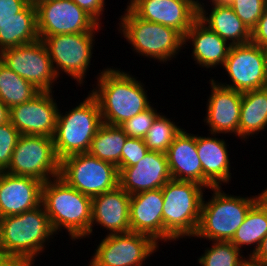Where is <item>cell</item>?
<instances>
[{"mask_svg": "<svg viewBox=\"0 0 267 266\" xmlns=\"http://www.w3.org/2000/svg\"><path fill=\"white\" fill-rule=\"evenodd\" d=\"M211 199L203 198L200 222L194 237L210 241H230L258 202V196L229 195L222 187H211Z\"/></svg>", "mask_w": 267, "mask_h": 266, "instance_id": "obj_5", "label": "cell"}, {"mask_svg": "<svg viewBox=\"0 0 267 266\" xmlns=\"http://www.w3.org/2000/svg\"><path fill=\"white\" fill-rule=\"evenodd\" d=\"M163 204L161 188L131 195L130 232L149 235L157 243L163 241Z\"/></svg>", "mask_w": 267, "mask_h": 266, "instance_id": "obj_22", "label": "cell"}, {"mask_svg": "<svg viewBox=\"0 0 267 266\" xmlns=\"http://www.w3.org/2000/svg\"><path fill=\"white\" fill-rule=\"evenodd\" d=\"M223 69L232 81L216 80L223 87L240 93L267 87V50L251 42L231 45Z\"/></svg>", "mask_w": 267, "mask_h": 266, "instance_id": "obj_13", "label": "cell"}, {"mask_svg": "<svg viewBox=\"0 0 267 266\" xmlns=\"http://www.w3.org/2000/svg\"><path fill=\"white\" fill-rule=\"evenodd\" d=\"M54 92H39L31 100L10 109L9 121L21 135L53 137L59 108Z\"/></svg>", "mask_w": 267, "mask_h": 266, "instance_id": "obj_16", "label": "cell"}, {"mask_svg": "<svg viewBox=\"0 0 267 266\" xmlns=\"http://www.w3.org/2000/svg\"><path fill=\"white\" fill-rule=\"evenodd\" d=\"M244 266H267V265H263V264L257 263V262H255V261H253L251 258H248V259L246 260Z\"/></svg>", "mask_w": 267, "mask_h": 266, "instance_id": "obj_44", "label": "cell"}, {"mask_svg": "<svg viewBox=\"0 0 267 266\" xmlns=\"http://www.w3.org/2000/svg\"><path fill=\"white\" fill-rule=\"evenodd\" d=\"M100 72L89 93L98 102L103 123L120 126L151 106L145 85L130 72L115 67Z\"/></svg>", "mask_w": 267, "mask_h": 266, "instance_id": "obj_1", "label": "cell"}, {"mask_svg": "<svg viewBox=\"0 0 267 266\" xmlns=\"http://www.w3.org/2000/svg\"><path fill=\"white\" fill-rule=\"evenodd\" d=\"M128 136L120 126L102 123L91 141L88 153L121 167L122 149Z\"/></svg>", "mask_w": 267, "mask_h": 266, "instance_id": "obj_28", "label": "cell"}, {"mask_svg": "<svg viewBox=\"0 0 267 266\" xmlns=\"http://www.w3.org/2000/svg\"><path fill=\"white\" fill-rule=\"evenodd\" d=\"M54 234L42 204L21 214L0 218V255L35 259L44 252Z\"/></svg>", "mask_w": 267, "mask_h": 266, "instance_id": "obj_4", "label": "cell"}, {"mask_svg": "<svg viewBox=\"0 0 267 266\" xmlns=\"http://www.w3.org/2000/svg\"><path fill=\"white\" fill-rule=\"evenodd\" d=\"M149 149L145 145L144 139L128 137L122 149L121 167L136 165L145 157Z\"/></svg>", "mask_w": 267, "mask_h": 266, "instance_id": "obj_36", "label": "cell"}, {"mask_svg": "<svg viewBox=\"0 0 267 266\" xmlns=\"http://www.w3.org/2000/svg\"><path fill=\"white\" fill-rule=\"evenodd\" d=\"M230 241H212L211 248L198 258L201 266H244L248 257Z\"/></svg>", "mask_w": 267, "mask_h": 266, "instance_id": "obj_31", "label": "cell"}, {"mask_svg": "<svg viewBox=\"0 0 267 266\" xmlns=\"http://www.w3.org/2000/svg\"><path fill=\"white\" fill-rule=\"evenodd\" d=\"M211 95L208 98L204 123L210 129L209 134H229L239 137V118L242 93L209 80ZM231 133V134H230Z\"/></svg>", "mask_w": 267, "mask_h": 266, "instance_id": "obj_18", "label": "cell"}, {"mask_svg": "<svg viewBox=\"0 0 267 266\" xmlns=\"http://www.w3.org/2000/svg\"><path fill=\"white\" fill-rule=\"evenodd\" d=\"M75 2L81 9L86 11L91 15L100 25L102 19V14L104 12V7L106 6L105 0H72Z\"/></svg>", "mask_w": 267, "mask_h": 266, "instance_id": "obj_39", "label": "cell"}, {"mask_svg": "<svg viewBox=\"0 0 267 266\" xmlns=\"http://www.w3.org/2000/svg\"><path fill=\"white\" fill-rule=\"evenodd\" d=\"M29 4L36 6L38 3L45 0H27Z\"/></svg>", "mask_w": 267, "mask_h": 266, "instance_id": "obj_46", "label": "cell"}, {"mask_svg": "<svg viewBox=\"0 0 267 266\" xmlns=\"http://www.w3.org/2000/svg\"><path fill=\"white\" fill-rule=\"evenodd\" d=\"M20 136L21 134L10 121L0 125V172L7 170Z\"/></svg>", "mask_w": 267, "mask_h": 266, "instance_id": "obj_35", "label": "cell"}, {"mask_svg": "<svg viewBox=\"0 0 267 266\" xmlns=\"http://www.w3.org/2000/svg\"><path fill=\"white\" fill-rule=\"evenodd\" d=\"M119 186L128 194L163 188L170 181L166 153L148 151L136 165L120 167Z\"/></svg>", "mask_w": 267, "mask_h": 266, "instance_id": "obj_17", "label": "cell"}, {"mask_svg": "<svg viewBox=\"0 0 267 266\" xmlns=\"http://www.w3.org/2000/svg\"><path fill=\"white\" fill-rule=\"evenodd\" d=\"M267 127V87L242 93L239 137L246 141Z\"/></svg>", "mask_w": 267, "mask_h": 266, "instance_id": "obj_27", "label": "cell"}, {"mask_svg": "<svg viewBox=\"0 0 267 266\" xmlns=\"http://www.w3.org/2000/svg\"><path fill=\"white\" fill-rule=\"evenodd\" d=\"M161 189L163 241L194 237L200 222L203 192L207 188L193 181L171 179Z\"/></svg>", "mask_w": 267, "mask_h": 266, "instance_id": "obj_3", "label": "cell"}, {"mask_svg": "<svg viewBox=\"0 0 267 266\" xmlns=\"http://www.w3.org/2000/svg\"><path fill=\"white\" fill-rule=\"evenodd\" d=\"M250 258L257 263L267 265V234L261 241L257 251Z\"/></svg>", "mask_w": 267, "mask_h": 266, "instance_id": "obj_41", "label": "cell"}, {"mask_svg": "<svg viewBox=\"0 0 267 266\" xmlns=\"http://www.w3.org/2000/svg\"><path fill=\"white\" fill-rule=\"evenodd\" d=\"M28 4L27 0H0V21L12 19Z\"/></svg>", "mask_w": 267, "mask_h": 266, "instance_id": "obj_38", "label": "cell"}, {"mask_svg": "<svg viewBox=\"0 0 267 266\" xmlns=\"http://www.w3.org/2000/svg\"><path fill=\"white\" fill-rule=\"evenodd\" d=\"M232 0H213L211 4H225L229 5Z\"/></svg>", "mask_w": 267, "mask_h": 266, "instance_id": "obj_45", "label": "cell"}, {"mask_svg": "<svg viewBox=\"0 0 267 266\" xmlns=\"http://www.w3.org/2000/svg\"><path fill=\"white\" fill-rule=\"evenodd\" d=\"M98 32L39 36L48 51L58 78L60 73L65 72L72 80L77 81L78 86L81 84L83 86L91 65L95 33Z\"/></svg>", "mask_w": 267, "mask_h": 266, "instance_id": "obj_9", "label": "cell"}, {"mask_svg": "<svg viewBox=\"0 0 267 266\" xmlns=\"http://www.w3.org/2000/svg\"><path fill=\"white\" fill-rule=\"evenodd\" d=\"M35 7L39 36L96 32L103 27L72 0H45Z\"/></svg>", "mask_w": 267, "mask_h": 266, "instance_id": "obj_14", "label": "cell"}, {"mask_svg": "<svg viewBox=\"0 0 267 266\" xmlns=\"http://www.w3.org/2000/svg\"><path fill=\"white\" fill-rule=\"evenodd\" d=\"M159 245L151 236L142 233L107 234L97 245L88 265L143 266Z\"/></svg>", "mask_w": 267, "mask_h": 266, "instance_id": "obj_11", "label": "cell"}, {"mask_svg": "<svg viewBox=\"0 0 267 266\" xmlns=\"http://www.w3.org/2000/svg\"><path fill=\"white\" fill-rule=\"evenodd\" d=\"M41 204L55 235L64 229L72 241L90 236L92 198L69 186L59 176L43 183Z\"/></svg>", "mask_w": 267, "mask_h": 266, "instance_id": "obj_2", "label": "cell"}, {"mask_svg": "<svg viewBox=\"0 0 267 266\" xmlns=\"http://www.w3.org/2000/svg\"><path fill=\"white\" fill-rule=\"evenodd\" d=\"M10 109L0 100V125L9 121Z\"/></svg>", "mask_w": 267, "mask_h": 266, "instance_id": "obj_42", "label": "cell"}, {"mask_svg": "<svg viewBox=\"0 0 267 266\" xmlns=\"http://www.w3.org/2000/svg\"><path fill=\"white\" fill-rule=\"evenodd\" d=\"M267 234V209L257 202L247 213L245 220L236 230L234 236L230 240L240 251L242 247L253 246L250 258L259 248L261 241Z\"/></svg>", "mask_w": 267, "mask_h": 266, "instance_id": "obj_29", "label": "cell"}, {"mask_svg": "<svg viewBox=\"0 0 267 266\" xmlns=\"http://www.w3.org/2000/svg\"><path fill=\"white\" fill-rule=\"evenodd\" d=\"M183 128L160 113L148 130L144 142L149 151L166 153L175 136Z\"/></svg>", "mask_w": 267, "mask_h": 266, "instance_id": "obj_32", "label": "cell"}, {"mask_svg": "<svg viewBox=\"0 0 267 266\" xmlns=\"http://www.w3.org/2000/svg\"><path fill=\"white\" fill-rule=\"evenodd\" d=\"M258 202L261 203L267 209V188L263 189V191L258 193Z\"/></svg>", "mask_w": 267, "mask_h": 266, "instance_id": "obj_43", "label": "cell"}, {"mask_svg": "<svg viewBox=\"0 0 267 266\" xmlns=\"http://www.w3.org/2000/svg\"><path fill=\"white\" fill-rule=\"evenodd\" d=\"M42 186L35 178L0 172V218L40 206Z\"/></svg>", "mask_w": 267, "mask_h": 266, "instance_id": "obj_19", "label": "cell"}, {"mask_svg": "<svg viewBox=\"0 0 267 266\" xmlns=\"http://www.w3.org/2000/svg\"><path fill=\"white\" fill-rule=\"evenodd\" d=\"M152 106L153 105L120 125L128 137L140 139L145 138L153 121L160 114V112H157V109Z\"/></svg>", "mask_w": 267, "mask_h": 266, "instance_id": "obj_33", "label": "cell"}, {"mask_svg": "<svg viewBox=\"0 0 267 266\" xmlns=\"http://www.w3.org/2000/svg\"><path fill=\"white\" fill-rule=\"evenodd\" d=\"M123 14L118 31L137 54L166 63L186 48L184 36L174 28L142 20L128 7Z\"/></svg>", "mask_w": 267, "mask_h": 266, "instance_id": "obj_6", "label": "cell"}, {"mask_svg": "<svg viewBox=\"0 0 267 266\" xmlns=\"http://www.w3.org/2000/svg\"><path fill=\"white\" fill-rule=\"evenodd\" d=\"M250 42L267 50V4L257 25L251 30Z\"/></svg>", "mask_w": 267, "mask_h": 266, "instance_id": "obj_37", "label": "cell"}, {"mask_svg": "<svg viewBox=\"0 0 267 266\" xmlns=\"http://www.w3.org/2000/svg\"><path fill=\"white\" fill-rule=\"evenodd\" d=\"M127 4L140 19L174 28L183 36L198 18V11L207 8L199 0H130Z\"/></svg>", "mask_w": 267, "mask_h": 266, "instance_id": "obj_15", "label": "cell"}, {"mask_svg": "<svg viewBox=\"0 0 267 266\" xmlns=\"http://www.w3.org/2000/svg\"><path fill=\"white\" fill-rule=\"evenodd\" d=\"M186 42L193 45L191 57L195 63L206 69L217 68L220 65L223 67L231 48L230 43L213 32L199 18L193 22L184 36V46Z\"/></svg>", "mask_w": 267, "mask_h": 266, "instance_id": "obj_23", "label": "cell"}, {"mask_svg": "<svg viewBox=\"0 0 267 266\" xmlns=\"http://www.w3.org/2000/svg\"><path fill=\"white\" fill-rule=\"evenodd\" d=\"M102 116L97 100L88 93L78 106L57 116L53 135L54 149L57 158L78 153H88L91 141L102 125Z\"/></svg>", "mask_w": 267, "mask_h": 266, "instance_id": "obj_7", "label": "cell"}, {"mask_svg": "<svg viewBox=\"0 0 267 266\" xmlns=\"http://www.w3.org/2000/svg\"><path fill=\"white\" fill-rule=\"evenodd\" d=\"M5 172L35 178L43 183L60 174L53 137L21 135Z\"/></svg>", "mask_w": 267, "mask_h": 266, "instance_id": "obj_10", "label": "cell"}, {"mask_svg": "<svg viewBox=\"0 0 267 266\" xmlns=\"http://www.w3.org/2000/svg\"><path fill=\"white\" fill-rule=\"evenodd\" d=\"M173 180L193 181L202 185V165L197 153L196 134L182 129L166 151Z\"/></svg>", "mask_w": 267, "mask_h": 266, "instance_id": "obj_24", "label": "cell"}, {"mask_svg": "<svg viewBox=\"0 0 267 266\" xmlns=\"http://www.w3.org/2000/svg\"><path fill=\"white\" fill-rule=\"evenodd\" d=\"M0 60L40 92H54L58 76L41 39L2 50Z\"/></svg>", "mask_w": 267, "mask_h": 266, "instance_id": "obj_12", "label": "cell"}, {"mask_svg": "<svg viewBox=\"0 0 267 266\" xmlns=\"http://www.w3.org/2000/svg\"><path fill=\"white\" fill-rule=\"evenodd\" d=\"M34 258L30 257H16V256H1L0 266H35Z\"/></svg>", "mask_w": 267, "mask_h": 266, "instance_id": "obj_40", "label": "cell"}, {"mask_svg": "<svg viewBox=\"0 0 267 266\" xmlns=\"http://www.w3.org/2000/svg\"><path fill=\"white\" fill-rule=\"evenodd\" d=\"M267 0H232L229 4L242 22L252 30L262 16Z\"/></svg>", "mask_w": 267, "mask_h": 266, "instance_id": "obj_34", "label": "cell"}, {"mask_svg": "<svg viewBox=\"0 0 267 266\" xmlns=\"http://www.w3.org/2000/svg\"><path fill=\"white\" fill-rule=\"evenodd\" d=\"M39 92L0 60V100L9 109L31 100Z\"/></svg>", "mask_w": 267, "mask_h": 266, "instance_id": "obj_30", "label": "cell"}, {"mask_svg": "<svg viewBox=\"0 0 267 266\" xmlns=\"http://www.w3.org/2000/svg\"><path fill=\"white\" fill-rule=\"evenodd\" d=\"M59 177L90 198L119 186L118 167L89 153L63 158L60 161Z\"/></svg>", "mask_w": 267, "mask_h": 266, "instance_id": "obj_8", "label": "cell"}, {"mask_svg": "<svg viewBox=\"0 0 267 266\" xmlns=\"http://www.w3.org/2000/svg\"><path fill=\"white\" fill-rule=\"evenodd\" d=\"M211 6L210 13L204 7L198 11V18L205 25L230 45L250 43L251 30L235 14L230 5L211 4Z\"/></svg>", "mask_w": 267, "mask_h": 266, "instance_id": "obj_25", "label": "cell"}, {"mask_svg": "<svg viewBox=\"0 0 267 266\" xmlns=\"http://www.w3.org/2000/svg\"><path fill=\"white\" fill-rule=\"evenodd\" d=\"M40 39L37 28V12L28 4L10 20L0 21V52L6 48L32 43Z\"/></svg>", "mask_w": 267, "mask_h": 266, "instance_id": "obj_26", "label": "cell"}, {"mask_svg": "<svg viewBox=\"0 0 267 266\" xmlns=\"http://www.w3.org/2000/svg\"><path fill=\"white\" fill-rule=\"evenodd\" d=\"M212 136H198L196 134V147L202 165V186L207 190L211 187H220L231 181V163L224 139ZM230 180V181H229Z\"/></svg>", "mask_w": 267, "mask_h": 266, "instance_id": "obj_21", "label": "cell"}, {"mask_svg": "<svg viewBox=\"0 0 267 266\" xmlns=\"http://www.w3.org/2000/svg\"><path fill=\"white\" fill-rule=\"evenodd\" d=\"M130 199L120 186L93 197L90 235L95 224L105 228L107 234L130 232Z\"/></svg>", "mask_w": 267, "mask_h": 266, "instance_id": "obj_20", "label": "cell"}]
</instances>
